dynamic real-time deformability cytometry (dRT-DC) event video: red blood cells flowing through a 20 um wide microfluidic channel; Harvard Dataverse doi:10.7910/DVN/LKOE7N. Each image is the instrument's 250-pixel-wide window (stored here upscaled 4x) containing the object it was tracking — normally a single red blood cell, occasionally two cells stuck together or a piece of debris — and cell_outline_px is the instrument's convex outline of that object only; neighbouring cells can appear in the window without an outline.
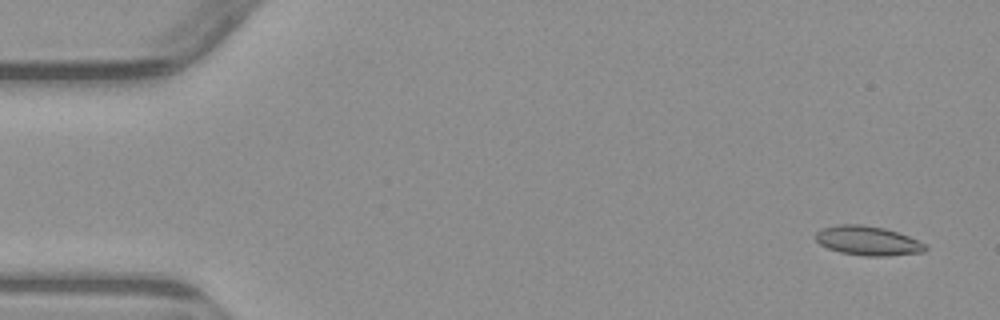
{"species": "common noctule bat (a hibernating species)", "species_latin": "Nyctalus noctula", "temperature_condition": "warm", "stored_images_in_passage": 6, "camera_frame_rate_fps": 3000, "um_per_image_px": 0.085, "animal": {"sex": "male", "body_mass_g": 23.1, "forearm_length_mm": 52.7}, "frame": {"image": 1, "passage_image": 1, "time_ms": 0.0, "image_size_px": [1000, 320], "cell_outline_px": [[928, 248], [924, 252], [888, 256], [864, 256], [840, 252], [828, 248], [820, 244], [816, 240], [816, 232], [820, 228], [840, 224], [860, 224], [884, 228], [908, 236], [924, 244]], "centroid_in_image_um": [73.74, 20.46], "position_along_channel_um": 11.3, "area_um2": 18.67}}
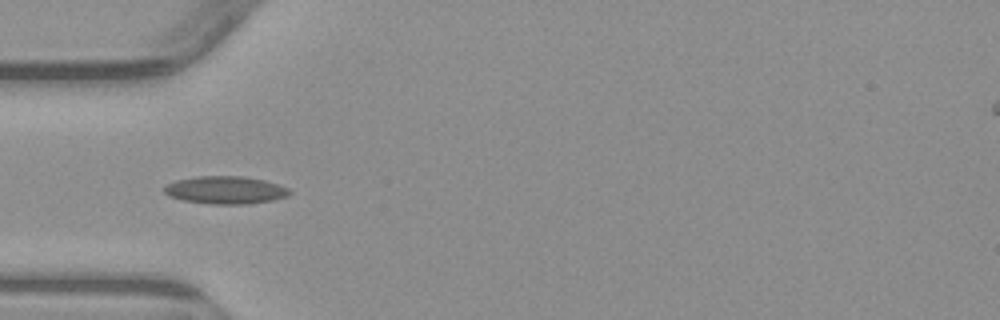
{"frame": {"image": 2, "passage_image": 5, "time_ms": 4.667, "image_size_px": [1000, 320], "cell_outline_px": [[292, 192], [288, 196], [272, 200], [248, 204], [208, 204], [184, 200], [168, 196], [164, 192], [164, 188], [168, 184], [176, 180], [196, 176], [244, 176], [264, 180], [280, 184], [288, 188]], "centroid_in_image_um": [19.19, 16.15], "position_along_channel_um": 65.8, "area_um2": 20.35}}
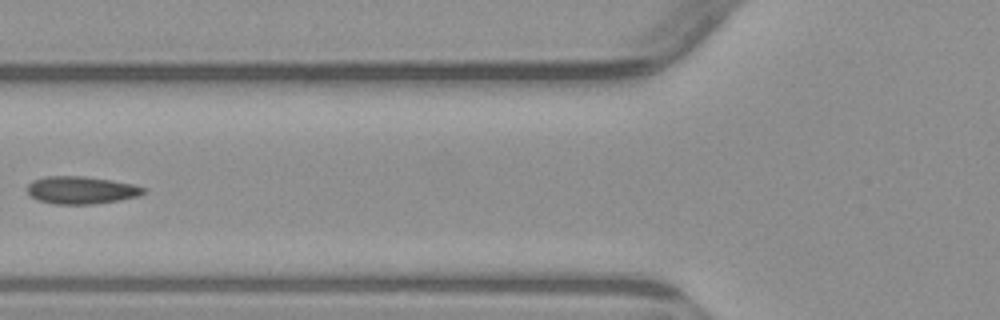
{"frame": {"image": 3, "passage_image": 6, "time_ms": 6.0, "image_size_px": [1000, 320], "cell_outline_px": [[148, 192], [136, 196], [120, 200], [96, 204], [52, 204], [36, 200], [28, 192], [28, 184], [32, 180], [44, 176], [84, 176], [112, 180], [136, 184], [148, 188]], "centroid_in_image_um": [6.95, 16.16], "position_along_channel_um": 118.9, "area_um2": 19.02}}